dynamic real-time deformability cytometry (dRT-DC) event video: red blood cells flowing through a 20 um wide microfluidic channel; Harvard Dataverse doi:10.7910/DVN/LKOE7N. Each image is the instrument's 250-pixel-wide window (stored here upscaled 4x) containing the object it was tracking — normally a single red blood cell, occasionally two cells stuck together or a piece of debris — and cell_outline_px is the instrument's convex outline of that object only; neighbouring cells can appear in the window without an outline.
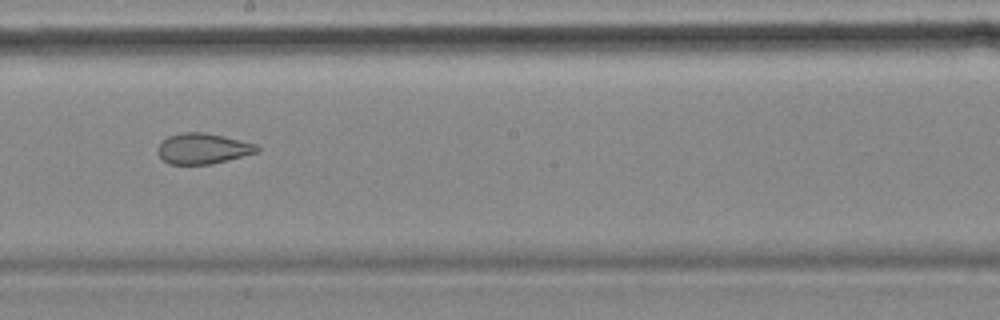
{"species": "common noctule bat (a hibernating species)", "species_latin": "Nyctalus noctula", "temperature_condition": "cold", "stored_images_in_passage": 13, "camera_frame_rate_fps": 3000, "um_per_image_px": 0.085, "animal": {"sex": "female", "body_mass_g": 18.4}, "frame": {"image": 1, "passage_image": 8, "time_ms": 9.0, "image_size_px": [1000, 320], "cell_outline_px": [[260, 152], [212, 164], [168, 164], [156, 152], [156, 148], [160, 140], [168, 136], [184, 132], [204, 132], [256, 144], [260, 148]], "centroid_in_image_um": [17.21, 12.63], "position_along_channel_um": 231.0, "area_um2": 17.86}, "authors_computed_cell_mechanics": {"area_um2": 22.253, "velocity_mm_per_s": 3.5331, "shape_relaxation_time_tau1_ms": null, "shape_relaxation_time_tau2_ms": 2.8619, "deformation_change_tau1": null, "deformation_change_tau2": 0.0681}}